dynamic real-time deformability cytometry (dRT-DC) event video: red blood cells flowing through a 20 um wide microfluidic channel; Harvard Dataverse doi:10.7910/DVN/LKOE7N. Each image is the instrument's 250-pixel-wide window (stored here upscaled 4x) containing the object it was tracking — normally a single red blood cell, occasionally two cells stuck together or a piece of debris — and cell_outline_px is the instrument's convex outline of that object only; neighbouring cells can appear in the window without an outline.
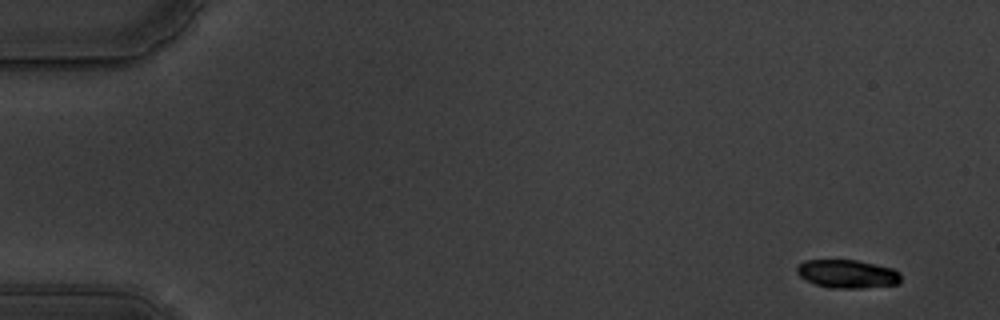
{"species": "common noctule bat (a hibernating species)", "species_latin": "Nyctalus noctula", "temperature_condition": "warm", "stored_images_in_passage": 56, "camera_frame_rate_fps": 3000, "um_per_image_px": 0.085, "animal": {"sex": "male", "body_mass_g": 19.5, "forearm_length_mm": 54.6}, "frame": {"image": 1, "passage_image": 1, "time_ms": 0.0, "image_size_px": [1000, 320], "cell_outline_px": [[900, 280], [896, 284], [860, 288], [832, 288], [816, 284], [800, 276], [796, 272], [796, 268], [804, 260], [856, 260], [892, 268], [900, 272]], "centroid_in_image_um": [72.02, 23.27], "position_along_channel_um": 13.0, "area_um2": 16.94}}
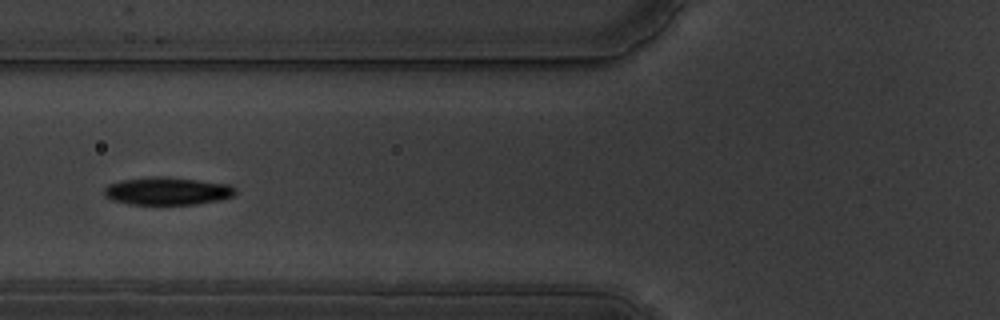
{"frame": {"image": 2, "passage_image": 21, "time_ms": 6.667, "image_size_px": [1000, 320], "cell_outline_px": [[236, 192], [232, 196], [220, 200], [196, 204], [128, 204], [112, 200], [104, 196], [104, 188], [108, 184], [120, 180], [152, 176], [164, 176], [232, 184], [236, 188]], "centroid_in_image_um": [14.22, 16.23], "position_along_channel_um": 111.6, "area_um2": 21.44}}
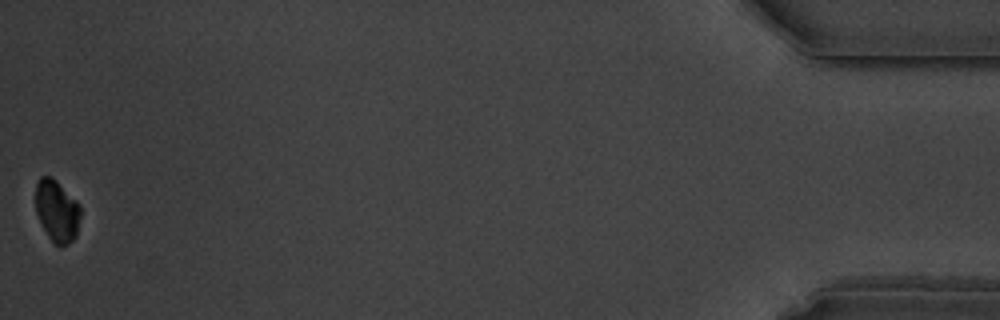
{"frame": {"image": 3, "passage_image": 56, "time_ms": 18.333, "image_size_px": [1000, 320], "cell_outline_px": [[80, 216], [76, 236], [68, 244], [60, 248], [48, 236], [36, 212], [36, 184], [40, 176], [52, 176], [80, 204]], "centroid_in_image_um": [4.85, 17.92], "position_along_channel_um": 430.4, "area_um2": 16.13}, "authors_computed_cell_mechanics": {"area_um2": 19.5653, "velocity_mm_per_s": 3.5062, "shape_relaxation_time_tau1_ms": 3.3213, "shape_relaxation_time_tau2_ms": 3.0125, "deformation_change_tau1": 0.1726, "deformation_change_tau2": 0.0199}}